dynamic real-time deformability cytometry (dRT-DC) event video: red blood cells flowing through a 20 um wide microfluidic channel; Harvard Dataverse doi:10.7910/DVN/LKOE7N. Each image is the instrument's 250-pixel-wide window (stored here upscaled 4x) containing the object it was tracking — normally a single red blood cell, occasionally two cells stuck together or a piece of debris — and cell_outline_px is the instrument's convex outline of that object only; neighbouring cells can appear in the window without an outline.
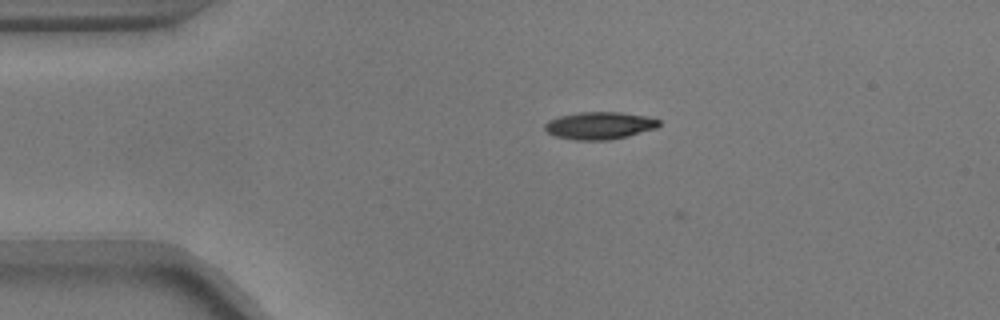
{"species": "common noctule bat (a hibernating species)", "species_latin": "Nyctalus noctula", "temperature_condition": "warm", "stored_images_in_passage": 5, "camera_frame_rate_fps": 3000, "um_per_image_px": 0.085, "animal": {"sex": "male", "body_mass_g": 17.9}, "frame": {"image": 1, "passage_image": 2, "time_ms": 0.333, "image_size_px": [1000, 320], "cell_outline_px": [[660, 124], [656, 128], [628, 136], [608, 140], [576, 140], [556, 136], [548, 132], [544, 128], [544, 124], [548, 120], [560, 116], [580, 112], [620, 112], [648, 116], [660, 120]], "centroid_in_image_um": [50.97, 10.67], "position_along_channel_um": 34.0, "area_um2": 18.21}}